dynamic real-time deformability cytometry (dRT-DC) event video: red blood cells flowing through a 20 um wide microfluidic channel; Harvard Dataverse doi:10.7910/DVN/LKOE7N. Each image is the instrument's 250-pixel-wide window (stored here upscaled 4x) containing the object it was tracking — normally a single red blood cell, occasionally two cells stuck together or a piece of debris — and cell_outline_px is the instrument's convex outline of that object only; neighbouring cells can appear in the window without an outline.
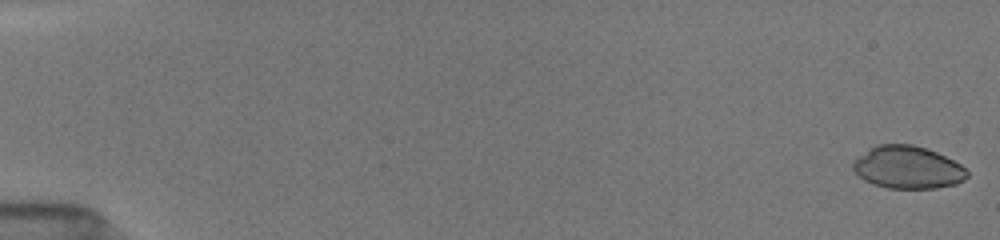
{"species": "common noctule bat (a hibernating species)", "species_latin": "Nyctalus noctula", "temperature_condition": "room temperature", "stored_images_in_passage": 13, "camera_frame_rate_fps": 3000, "um_per_image_px": 0.085, "animal": {"sex": "female", "body_mass_g": 19.5, "forearm_length_mm": 54.1}, "frame": {"image": 1, "passage_image": 1, "time_ms": 0.0, "image_size_px": [1000, 240], "cell_outline_px": [[968, 176], [964, 180], [956, 184], [936, 188], [888, 188], [872, 184], [864, 180], [852, 168], [852, 164], [860, 156], [876, 144], [912, 144], [936, 152], [960, 164], [968, 172]], "centroid_in_image_um": [77.16, 14.24], "position_along_channel_um": 7.8, "area_um2": 28.03}}
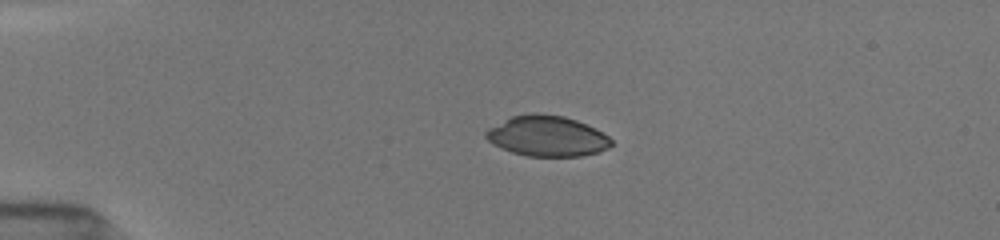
{"frame": {"image": 2, "passage_image": 8, "time_ms": 4.0, "image_size_px": [1000, 240], "cell_outline_px": [[612, 144], [608, 148], [600, 152], [580, 156], [524, 156], [500, 148], [492, 144], [484, 136], [484, 132], [488, 128], [512, 116], [532, 112], [536, 112], [564, 116], [576, 120], [596, 128], [608, 136], [612, 140]], "centroid_in_image_um": [46.49, 11.56], "position_along_channel_um": 38.5, "area_um2": 29.88}}
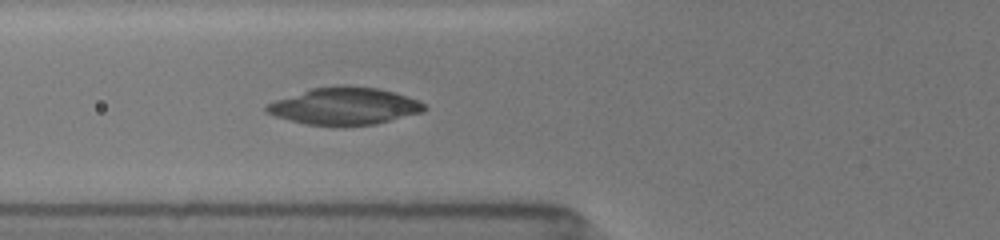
{"frame": {"image": 3, "passage_image": 13, "time_ms": 6.667, "image_size_px": [1000, 240], "cell_outline_px": [[428, 108], [424, 112], [376, 124], [304, 124], [276, 116], [264, 112], [264, 108], [268, 104], [276, 100], [312, 88], [344, 84], [348, 84], [376, 88], [392, 92], [420, 100]], "centroid_in_image_um": [29.31, 9.0], "position_along_channel_um": 96.5, "area_um2": 33.81}}